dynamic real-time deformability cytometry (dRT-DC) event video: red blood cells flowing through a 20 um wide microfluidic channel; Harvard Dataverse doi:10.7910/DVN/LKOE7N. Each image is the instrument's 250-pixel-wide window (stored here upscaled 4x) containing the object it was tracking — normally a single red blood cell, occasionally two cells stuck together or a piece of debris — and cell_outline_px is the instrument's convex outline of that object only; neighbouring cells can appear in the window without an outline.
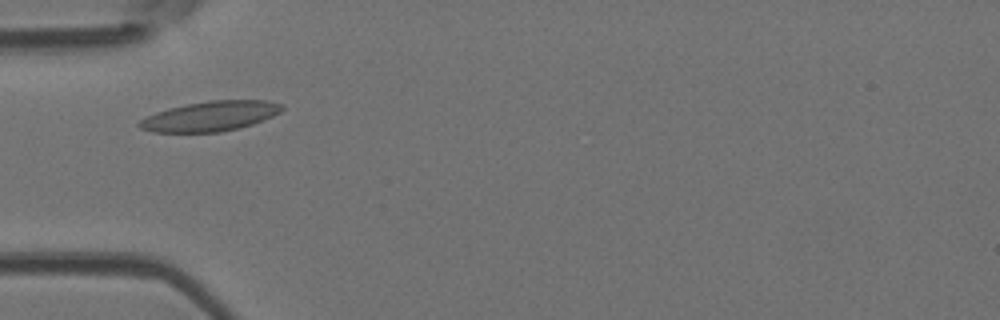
{"species": "Egyptian fruit bat (a non-hibernating species)", "species_latin": "Rousettus aegyptiacus", "temperature_condition": "room temperature", "stored_images_in_passage": 45, "camera_frame_rate_fps": 3000, "um_per_image_px": 0.085, "animal": {"sex": "female"}, "frame": {"image": 1, "passage_image": 9, "time_ms": 2.667, "image_size_px": [1000, 320], "cell_outline_px": [[284, 108], [280, 112], [272, 116], [252, 124], [220, 132], [152, 132], [140, 128], [136, 124], [140, 120], [156, 112], [168, 108], [208, 100], [268, 100], [284, 104]], "centroid_in_image_um": [17.88, 9.87], "position_along_channel_um": 67.1, "area_um2": 24.8}}
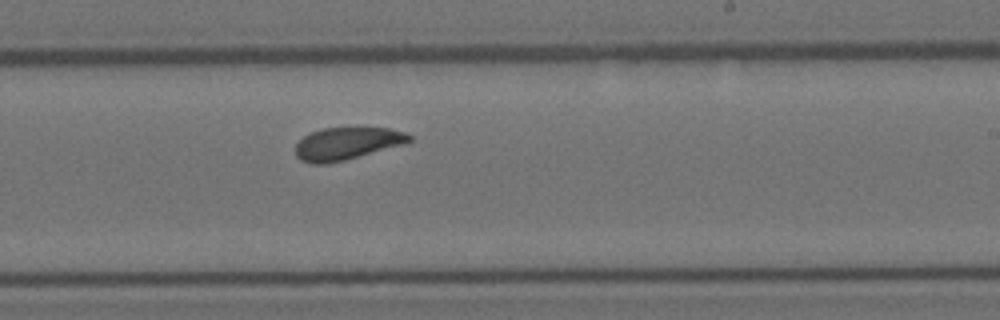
{"frame": {"image": 2, "passage_image": 24, "time_ms": 7.667, "image_size_px": [1000, 320], "cell_outline_px": [[412, 140], [408, 144], [328, 164], [312, 164], [300, 160], [296, 156], [296, 144], [304, 136], [312, 132], [324, 128], [388, 128], [404, 132], [412, 136]], "centroid_in_image_um": [29.52, 12.21], "position_along_channel_um": 259.5, "area_um2": 21.62}}
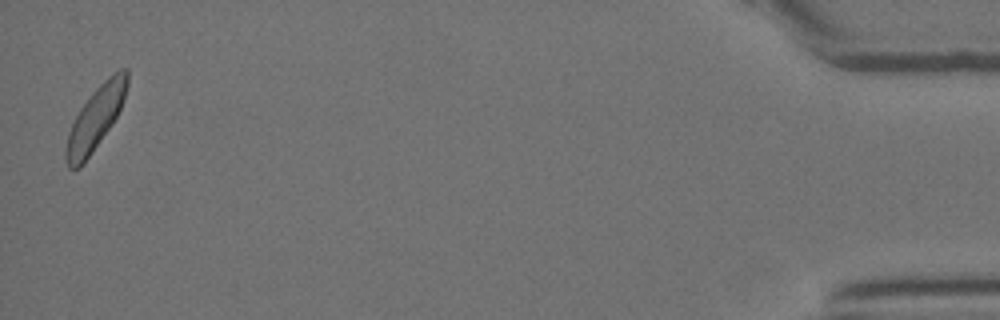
{"frame": {"image": 3, "passage_image": 44, "time_ms": 14.333, "image_size_px": [1000, 320], "cell_outline_px": [[128, 84], [120, 108], [112, 124], [84, 164], [80, 168], [68, 168], [64, 160], [64, 148], [68, 132], [80, 108], [92, 92], [108, 76], [120, 68], [128, 68]], "centroid_in_image_um": [8.08, 10.08], "position_along_channel_um": 427.1, "area_um2": 22.48}, "authors_computed_cell_mechanics": {"area_um2": 22.3686, "velocity_mm_per_s": 3.8647, "shape_relaxation_time_tau1_ms": 2.2011, "shape_relaxation_time_tau2_ms": 2.8336, "deformation_change_tau1": 0.0925, "deformation_change_tau2": 0.0829}}